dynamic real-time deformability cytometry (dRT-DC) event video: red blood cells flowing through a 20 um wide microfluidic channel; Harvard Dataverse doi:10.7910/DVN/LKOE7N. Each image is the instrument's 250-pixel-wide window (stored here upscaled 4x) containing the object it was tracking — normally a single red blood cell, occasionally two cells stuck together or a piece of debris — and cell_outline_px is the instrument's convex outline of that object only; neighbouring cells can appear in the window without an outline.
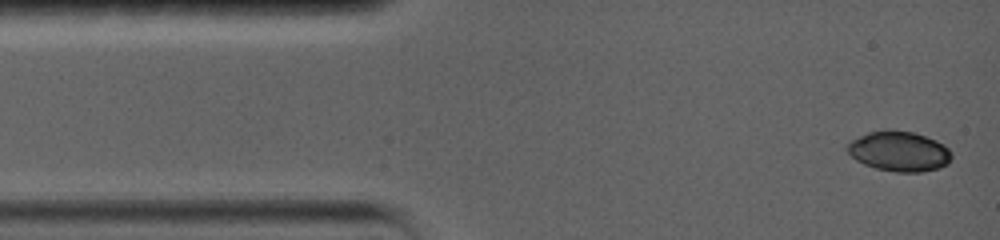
{"species": "common noctule bat (a hibernating species)", "species_latin": "Nyctalus noctula", "temperature_condition": "warm", "stored_images_in_passage": 4, "camera_frame_rate_fps": 5000, "um_per_image_px": 0.085, "animal": {"sex": "female", "body_mass_g": 19.0, "forearm_length_mm": 56.7}, "frame": {"image": 1, "passage_image": 1, "time_ms": 0.0, "image_size_px": [1000, 240], "cell_outline_px": [[952, 156], [948, 164], [940, 168], [920, 172], [896, 172], [876, 168], [864, 164], [856, 160], [844, 148], [852, 140], [868, 132], [912, 132], [936, 140], [944, 144], [948, 148]], "centroid_in_image_um": [76.44, 12.9], "position_along_channel_um": 8.6, "area_um2": 23.87}}
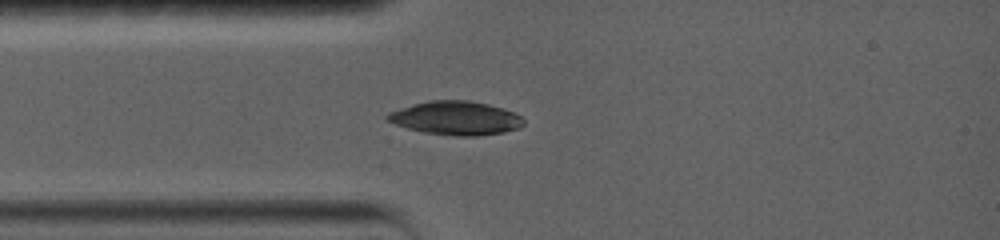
{"frame": {"image": 2, "passage_image": 4, "time_ms": 3.0, "image_size_px": [1000, 240], "cell_outline_px": [[524, 124], [520, 128], [504, 132], [476, 136], [456, 136], [424, 132], [408, 128], [396, 124], [388, 120], [384, 116], [388, 112], [400, 108], [432, 100], [468, 100], [488, 104], [516, 112], [524, 120]], "centroid_in_image_um": [38.78, 10.04], "position_along_channel_um": 46.2, "area_um2": 26.65}}